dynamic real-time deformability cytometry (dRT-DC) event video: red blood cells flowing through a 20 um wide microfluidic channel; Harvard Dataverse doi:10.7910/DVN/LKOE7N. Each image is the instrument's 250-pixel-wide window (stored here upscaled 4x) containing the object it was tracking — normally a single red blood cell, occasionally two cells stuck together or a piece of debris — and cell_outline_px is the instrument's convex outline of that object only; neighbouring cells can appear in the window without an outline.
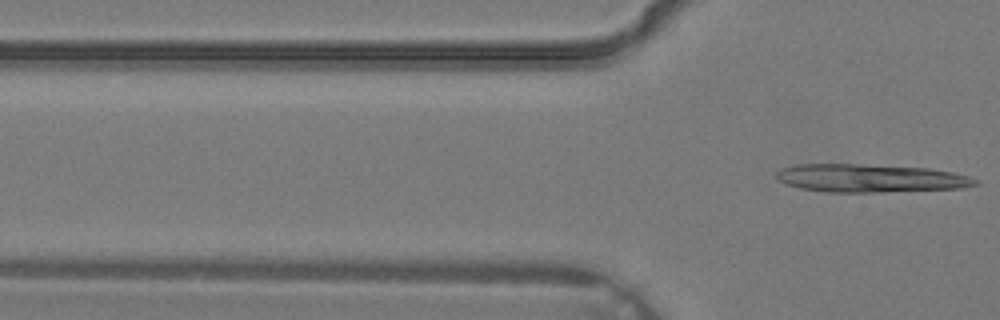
{"species": "common noctule bat (a hibernating species)", "species_latin": "Nyctalus noctula", "temperature_condition": "warm", "stored_images_in_passage": 3, "camera_frame_rate_fps": 3000, "um_per_image_px": 0.085, "animal": {"sex": "male", "body_mass_g": 19.2, "forearm_length_mm": 51.8}, "frame": {"image": 1, "passage_image": 3, "time_ms": 0.667, "image_size_px": [1000, 320], "cell_outline_px": [[980, 184], [964, 188], [880, 192], [824, 192], [800, 188], [788, 184], [780, 180], [776, 176], [776, 172], [780, 168], [796, 164], [860, 164], [928, 168], [952, 172], [968, 176], [976, 180]], "centroid_in_image_um": [73.98, 15.15], "position_along_channel_um": 51.8, "area_um2": 32.6}}